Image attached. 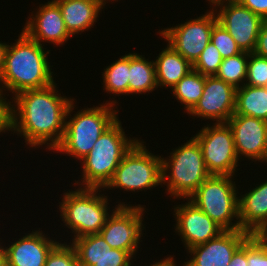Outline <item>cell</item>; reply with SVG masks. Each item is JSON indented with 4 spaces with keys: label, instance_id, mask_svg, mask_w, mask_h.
<instances>
[{
    "label": "cell",
    "instance_id": "cell-29",
    "mask_svg": "<svg viewBox=\"0 0 267 266\" xmlns=\"http://www.w3.org/2000/svg\"><path fill=\"white\" fill-rule=\"evenodd\" d=\"M223 59L242 53L235 40L218 21L214 24L210 40Z\"/></svg>",
    "mask_w": 267,
    "mask_h": 266
},
{
    "label": "cell",
    "instance_id": "cell-26",
    "mask_svg": "<svg viewBox=\"0 0 267 266\" xmlns=\"http://www.w3.org/2000/svg\"><path fill=\"white\" fill-rule=\"evenodd\" d=\"M101 75L105 93L113 96L128 95L129 53L119 57L109 66L106 65Z\"/></svg>",
    "mask_w": 267,
    "mask_h": 266
},
{
    "label": "cell",
    "instance_id": "cell-32",
    "mask_svg": "<svg viewBox=\"0 0 267 266\" xmlns=\"http://www.w3.org/2000/svg\"><path fill=\"white\" fill-rule=\"evenodd\" d=\"M247 266H267V247L254 235L247 239Z\"/></svg>",
    "mask_w": 267,
    "mask_h": 266
},
{
    "label": "cell",
    "instance_id": "cell-21",
    "mask_svg": "<svg viewBox=\"0 0 267 266\" xmlns=\"http://www.w3.org/2000/svg\"><path fill=\"white\" fill-rule=\"evenodd\" d=\"M256 185L238 200L240 227L251 235L267 222V178Z\"/></svg>",
    "mask_w": 267,
    "mask_h": 266
},
{
    "label": "cell",
    "instance_id": "cell-6",
    "mask_svg": "<svg viewBox=\"0 0 267 266\" xmlns=\"http://www.w3.org/2000/svg\"><path fill=\"white\" fill-rule=\"evenodd\" d=\"M186 141L173 148L169 158L161 157L162 186H166V194L174 200L183 198L182 202L189 199L211 175L206 169L198 142L193 137Z\"/></svg>",
    "mask_w": 267,
    "mask_h": 266
},
{
    "label": "cell",
    "instance_id": "cell-20",
    "mask_svg": "<svg viewBox=\"0 0 267 266\" xmlns=\"http://www.w3.org/2000/svg\"><path fill=\"white\" fill-rule=\"evenodd\" d=\"M71 36L94 28L105 4L100 0H53ZM99 15V16H98ZM90 28V29H89ZM81 32V33H80Z\"/></svg>",
    "mask_w": 267,
    "mask_h": 266
},
{
    "label": "cell",
    "instance_id": "cell-14",
    "mask_svg": "<svg viewBox=\"0 0 267 266\" xmlns=\"http://www.w3.org/2000/svg\"><path fill=\"white\" fill-rule=\"evenodd\" d=\"M236 88L213 76H205L204 91L195 107L188 113L199 119L226 123L235 112Z\"/></svg>",
    "mask_w": 267,
    "mask_h": 266
},
{
    "label": "cell",
    "instance_id": "cell-4",
    "mask_svg": "<svg viewBox=\"0 0 267 266\" xmlns=\"http://www.w3.org/2000/svg\"><path fill=\"white\" fill-rule=\"evenodd\" d=\"M119 118L99 137L93 149L79 162L81 179L75 180L76 187L104 189L111 181L124 155L139 140L125 134Z\"/></svg>",
    "mask_w": 267,
    "mask_h": 266
},
{
    "label": "cell",
    "instance_id": "cell-43",
    "mask_svg": "<svg viewBox=\"0 0 267 266\" xmlns=\"http://www.w3.org/2000/svg\"><path fill=\"white\" fill-rule=\"evenodd\" d=\"M265 165H267V142H266V152H265Z\"/></svg>",
    "mask_w": 267,
    "mask_h": 266
},
{
    "label": "cell",
    "instance_id": "cell-37",
    "mask_svg": "<svg viewBox=\"0 0 267 266\" xmlns=\"http://www.w3.org/2000/svg\"><path fill=\"white\" fill-rule=\"evenodd\" d=\"M145 266H146V264H145ZM149 266H178V265H177L176 261L174 260V254H173V256L169 255V256H166V257L158 260V262H153Z\"/></svg>",
    "mask_w": 267,
    "mask_h": 266
},
{
    "label": "cell",
    "instance_id": "cell-11",
    "mask_svg": "<svg viewBox=\"0 0 267 266\" xmlns=\"http://www.w3.org/2000/svg\"><path fill=\"white\" fill-rule=\"evenodd\" d=\"M209 10V11H208ZM197 18L187 19L184 23L159 29L157 33L168 42L175 51L192 65L211 40L214 24L218 21L215 11L211 8Z\"/></svg>",
    "mask_w": 267,
    "mask_h": 266
},
{
    "label": "cell",
    "instance_id": "cell-10",
    "mask_svg": "<svg viewBox=\"0 0 267 266\" xmlns=\"http://www.w3.org/2000/svg\"><path fill=\"white\" fill-rule=\"evenodd\" d=\"M117 203L118 206L108 216L99 234L111 248L127 251L136 261L137 250L145 234L143 222L146 208L140 204Z\"/></svg>",
    "mask_w": 267,
    "mask_h": 266
},
{
    "label": "cell",
    "instance_id": "cell-13",
    "mask_svg": "<svg viewBox=\"0 0 267 266\" xmlns=\"http://www.w3.org/2000/svg\"><path fill=\"white\" fill-rule=\"evenodd\" d=\"M179 205H174L173 217L176 220L174 232L182 239L186 250L206 243L217 237L224 230L214 222L201 209L191 201Z\"/></svg>",
    "mask_w": 267,
    "mask_h": 266
},
{
    "label": "cell",
    "instance_id": "cell-33",
    "mask_svg": "<svg viewBox=\"0 0 267 266\" xmlns=\"http://www.w3.org/2000/svg\"><path fill=\"white\" fill-rule=\"evenodd\" d=\"M5 97L0 90V134L11 132V101Z\"/></svg>",
    "mask_w": 267,
    "mask_h": 266
},
{
    "label": "cell",
    "instance_id": "cell-42",
    "mask_svg": "<svg viewBox=\"0 0 267 266\" xmlns=\"http://www.w3.org/2000/svg\"><path fill=\"white\" fill-rule=\"evenodd\" d=\"M209 1L208 3L212 6L215 2L220 1V0H206Z\"/></svg>",
    "mask_w": 267,
    "mask_h": 266
},
{
    "label": "cell",
    "instance_id": "cell-12",
    "mask_svg": "<svg viewBox=\"0 0 267 266\" xmlns=\"http://www.w3.org/2000/svg\"><path fill=\"white\" fill-rule=\"evenodd\" d=\"M210 7L240 50L253 53L264 20L237 0H220Z\"/></svg>",
    "mask_w": 267,
    "mask_h": 266
},
{
    "label": "cell",
    "instance_id": "cell-34",
    "mask_svg": "<svg viewBox=\"0 0 267 266\" xmlns=\"http://www.w3.org/2000/svg\"><path fill=\"white\" fill-rule=\"evenodd\" d=\"M263 20H267V0H237Z\"/></svg>",
    "mask_w": 267,
    "mask_h": 266
},
{
    "label": "cell",
    "instance_id": "cell-3",
    "mask_svg": "<svg viewBox=\"0 0 267 266\" xmlns=\"http://www.w3.org/2000/svg\"><path fill=\"white\" fill-rule=\"evenodd\" d=\"M74 102L77 101H72L66 115L62 140L53 152L67 154L78 161L93 149L103 132L119 118L117 109L119 103L115 99L106 100L105 103L103 101L96 107L94 105L90 108L87 106L75 112L73 110L78 108H75ZM73 112L75 113L72 116Z\"/></svg>",
    "mask_w": 267,
    "mask_h": 266
},
{
    "label": "cell",
    "instance_id": "cell-24",
    "mask_svg": "<svg viewBox=\"0 0 267 266\" xmlns=\"http://www.w3.org/2000/svg\"><path fill=\"white\" fill-rule=\"evenodd\" d=\"M234 114L267 121V87L244 84L236 89Z\"/></svg>",
    "mask_w": 267,
    "mask_h": 266
},
{
    "label": "cell",
    "instance_id": "cell-7",
    "mask_svg": "<svg viewBox=\"0 0 267 266\" xmlns=\"http://www.w3.org/2000/svg\"><path fill=\"white\" fill-rule=\"evenodd\" d=\"M234 178L229 175H210L188 199L223 230L241 229L238 206L240 192Z\"/></svg>",
    "mask_w": 267,
    "mask_h": 266
},
{
    "label": "cell",
    "instance_id": "cell-39",
    "mask_svg": "<svg viewBox=\"0 0 267 266\" xmlns=\"http://www.w3.org/2000/svg\"><path fill=\"white\" fill-rule=\"evenodd\" d=\"M1 40L0 41V76H1V73H2V70H3V66H4V59H5V52H6V49H7V46H8V43L6 42H3Z\"/></svg>",
    "mask_w": 267,
    "mask_h": 266
},
{
    "label": "cell",
    "instance_id": "cell-5",
    "mask_svg": "<svg viewBox=\"0 0 267 266\" xmlns=\"http://www.w3.org/2000/svg\"><path fill=\"white\" fill-rule=\"evenodd\" d=\"M64 191L61 194V202H59L60 219L66 228L74 234L71 238L76 239L91 234H98L108 216L118 205L111 206L110 197L101 193L104 191L100 188H81ZM99 192V193H98ZM101 193V194H100ZM109 211V212H108Z\"/></svg>",
    "mask_w": 267,
    "mask_h": 266
},
{
    "label": "cell",
    "instance_id": "cell-35",
    "mask_svg": "<svg viewBox=\"0 0 267 266\" xmlns=\"http://www.w3.org/2000/svg\"><path fill=\"white\" fill-rule=\"evenodd\" d=\"M253 53L267 58V20H264L261 26Z\"/></svg>",
    "mask_w": 267,
    "mask_h": 266
},
{
    "label": "cell",
    "instance_id": "cell-18",
    "mask_svg": "<svg viewBox=\"0 0 267 266\" xmlns=\"http://www.w3.org/2000/svg\"><path fill=\"white\" fill-rule=\"evenodd\" d=\"M38 229L24 233L21 238L5 246L6 266L45 265L49 253L60 241L51 239L48 232L45 234Z\"/></svg>",
    "mask_w": 267,
    "mask_h": 266
},
{
    "label": "cell",
    "instance_id": "cell-19",
    "mask_svg": "<svg viewBox=\"0 0 267 266\" xmlns=\"http://www.w3.org/2000/svg\"><path fill=\"white\" fill-rule=\"evenodd\" d=\"M79 266H132L133 257L111 246L98 234L72 239Z\"/></svg>",
    "mask_w": 267,
    "mask_h": 266
},
{
    "label": "cell",
    "instance_id": "cell-36",
    "mask_svg": "<svg viewBox=\"0 0 267 266\" xmlns=\"http://www.w3.org/2000/svg\"><path fill=\"white\" fill-rule=\"evenodd\" d=\"M247 240L235 251L229 266H247Z\"/></svg>",
    "mask_w": 267,
    "mask_h": 266
},
{
    "label": "cell",
    "instance_id": "cell-15",
    "mask_svg": "<svg viewBox=\"0 0 267 266\" xmlns=\"http://www.w3.org/2000/svg\"><path fill=\"white\" fill-rule=\"evenodd\" d=\"M232 130L235 150L238 158L265 163L267 142V121L233 114L226 122ZM243 156V157H242Z\"/></svg>",
    "mask_w": 267,
    "mask_h": 266
},
{
    "label": "cell",
    "instance_id": "cell-9",
    "mask_svg": "<svg viewBox=\"0 0 267 266\" xmlns=\"http://www.w3.org/2000/svg\"><path fill=\"white\" fill-rule=\"evenodd\" d=\"M192 137L198 142L206 169L211 175L236 176L240 159L227 123L207 124Z\"/></svg>",
    "mask_w": 267,
    "mask_h": 266
},
{
    "label": "cell",
    "instance_id": "cell-23",
    "mask_svg": "<svg viewBox=\"0 0 267 266\" xmlns=\"http://www.w3.org/2000/svg\"><path fill=\"white\" fill-rule=\"evenodd\" d=\"M128 96L150 94L158 89L154 60L149 61L144 55L129 52Z\"/></svg>",
    "mask_w": 267,
    "mask_h": 266
},
{
    "label": "cell",
    "instance_id": "cell-22",
    "mask_svg": "<svg viewBox=\"0 0 267 266\" xmlns=\"http://www.w3.org/2000/svg\"><path fill=\"white\" fill-rule=\"evenodd\" d=\"M156 58L154 62L158 88L171 89L193 70V65L168 44Z\"/></svg>",
    "mask_w": 267,
    "mask_h": 266
},
{
    "label": "cell",
    "instance_id": "cell-28",
    "mask_svg": "<svg viewBox=\"0 0 267 266\" xmlns=\"http://www.w3.org/2000/svg\"><path fill=\"white\" fill-rule=\"evenodd\" d=\"M222 61L223 58L220 52L210 41L193 64V70L205 76H213L218 72Z\"/></svg>",
    "mask_w": 267,
    "mask_h": 266
},
{
    "label": "cell",
    "instance_id": "cell-8",
    "mask_svg": "<svg viewBox=\"0 0 267 266\" xmlns=\"http://www.w3.org/2000/svg\"><path fill=\"white\" fill-rule=\"evenodd\" d=\"M139 139L124 155L111 181L103 189L138 192L162 187V155H155ZM146 189V190H145Z\"/></svg>",
    "mask_w": 267,
    "mask_h": 266
},
{
    "label": "cell",
    "instance_id": "cell-40",
    "mask_svg": "<svg viewBox=\"0 0 267 266\" xmlns=\"http://www.w3.org/2000/svg\"><path fill=\"white\" fill-rule=\"evenodd\" d=\"M2 238H0V241ZM3 245L2 242H0V266H6V259H5V245Z\"/></svg>",
    "mask_w": 267,
    "mask_h": 266
},
{
    "label": "cell",
    "instance_id": "cell-41",
    "mask_svg": "<svg viewBox=\"0 0 267 266\" xmlns=\"http://www.w3.org/2000/svg\"><path fill=\"white\" fill-rule=\"evenodd\" d=\"M100 1H102L105 5L107 4V3H110L111 4V2L113 1V2H117V0H100ZM111 1V2H110Z\"/></svg>",
    "mask_w": 267,
    "mask_h": 266
},
{
    "label": "cell",
    "instance_id": "cell-31",
    "mask_svg": "<svg viewBox=\"0 0 267 266\" xmlns=\"http://www.w3.org/2000/svg\"><path fill=\"white\" fill-rule=\"evenodd\" d=\"M44 266H79L73 246L61 241L51 250Z\"/></svg>",
    "mask_w": 267,
    "mask_h": 266
},
{
    "label": "cell",
    "instance_id": "cell-2",
    "mask_svg": "<svg viewBox=\"0 0 267 266\" xmlns=\"http://www.w3.org/2000/svg\"><path fill=\"white\" fill-rule=\"evenodd\" d=\"M50 51L22 31L15 43L9 45L8 42L0 76V90L4 94L12 92L14 97L24 90L40 89L56 82L51 71L53 65H50L48 59Z\"/></svg>",
    "mask_w": 267,
    "mask_h": 266
},
{
    "label": "cell",
    "instance_id": "cell-30",
    "mask_svg": "<svg viewBox=\"0 0 267 266\" xmlns=\"http://www.w3.org/2000/svg\"><path fill=\"white\" fill-rule=\"evenodd\" d=\"M246 85L267 87V58L248 53Z\"/></svg>",
    "mask_w": 267,
    "mask_h": 266
},
{
    "label": "cell",
    "instance_id": "cell-1",
    "mask_svg": "<svg viewBox=\"0 0 267 266\" xmlns=\"http://www.w3.org/2000/svg\"><path fill=\"white\" fill-rule=\"evenodd\" d=\"M57 88L54 82L11 98V134L23 138L27 148L46 145L45 149L53 151L61 142L69 106L76 99L61 95Z\"/></svg>",
    "mask_w": 267,
    "mask_h": 266
},
{
    "label": "cell",
    "instance_id": "cell-25",
    "mask_svg": "<svg viewBox=\"0 0 267 266\" xmlns=\"http://www.w3.org/2000/svg\"><path fill=\"white\" fill-rule=\"evenodd\" d=\"M205 75L191 70L174 87L172 95L184 107L187 114L195 107L204 91Z\"/></svg>",
    "mask_w": 267,
    "mask_h": 266
},
{
    "label": "cell",
    "instance_id": "cell-16",
    "mask_svg": "<svg viewBox=\"0 0 267 266\" xmlns=\"http://www.w3.org/2000/svg\"><path fill=\"white\" fill-rule=\"evenodd\" d=\"M251 236L245 230H224L206 243L186 251L190 259L183 266H229L235 251Z\"/></svg>",
    "mask_w": 267,
    "mask_h": 266
},
{
    "label": "cell",
    "instance_id": "cell-17",
    "mask_svg": "<svg viewBox=\"0 0 267 266\" xmlns=\"http://www.w3.org/2000/svg\"><path fill=\"white\" fill-rule=\"evenodd\" d=\"M36 10L32 11L21 29L30 39L42 46L52 43L60 47L72 37L66 29L59 6L53 0L39 4Z\"/></svg>",
    "mask_w": 267,
    "mask_h": 266
},
{
    "label": "cell",
    "instance_id": "cell-27",
    "mask_svg": "<svg viewBox=\"0 0 267 266\" xmlns=\"http://www.w3.org/2000/svg\"><path fill=\"white\" fill-rule=\"evenodd\" d=\"M247 66L248 53L242 52L223 59L215 76L238 89L246 82Z\"/></svg>",
    "mask_w": 267,
    "mask_h": 266
},
{
    "label": "cell",
    "instance_id": "cell-38",
    "mask_svg": "<svg viewBox=\"0 0 267 266\" xmlns=\"http://www.w3.org/2000/svg\"><path fill=\"white\" fill-rule=\"evenodd\" d=\"M264 246L267 247V222L253 234Z\"/></svg>",
    "mask_w": 267,
    "mask_h": 266
}]
</instances>
